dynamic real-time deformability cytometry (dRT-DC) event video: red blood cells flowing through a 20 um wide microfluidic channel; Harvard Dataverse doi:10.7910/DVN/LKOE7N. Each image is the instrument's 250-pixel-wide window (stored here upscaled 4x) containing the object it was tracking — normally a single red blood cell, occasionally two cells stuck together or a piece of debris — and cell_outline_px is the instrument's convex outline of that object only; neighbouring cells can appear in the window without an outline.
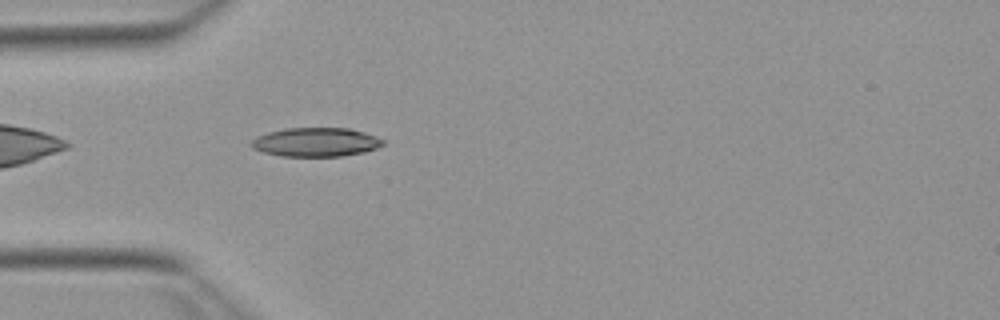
{"species": "Egyptian fruit bat (a non-hibernating species)", "species_latin": "Rousettus aegyptiacus", "temperature_condition": "warm", "stored_images_in_passage": 39, "camera_frame_rate_fps": 3000, "um_per_image_px": 0.085, "animal": {"sex": "female"}, "frame": {"image": 1, "passage_image": 2, "time_ms": 0.333, "image_size_px": [1000, 320], "cell_outline_px": [[384, 144], [376, 148], [364, 152], [340, 156], [280, 156], [264, 152], [252, 148], [248, 144], [256, 136], [268, 132], [284, 128], [348, 128], [364, 132], [376, 136], [384, 140]], "centroid_in_image_um": [26.82, 12.08], "position_along_channel_um": 58.2, "area_um2": 22.25}}
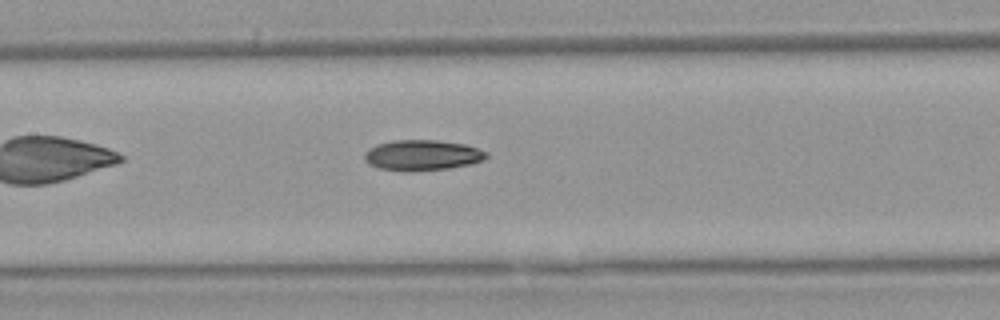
{"frame": {"image": 2, "passage_image": 11, "time_ms": 3.333, "image_size_px": [1000, 320], "cell_outline_px": [[488, 156], [484, 160], [472, 164], [448, 168], [408, 172], [380, 168], [368, 164], [364, 160], [364, 152], [368, 148], [376, 144], [392, 140], [436, 140], [464, 144], [488, 152]], "centroid_in_image_um": [35.86, 13.19], "position_along_channel_um": 171.5, "area_um2": 21.91}}
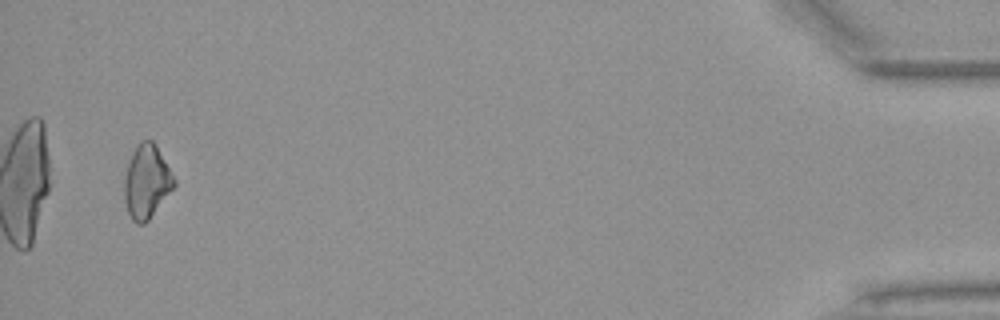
{"frame": {"image": 3, "passage_image": 37, "time_ms": 12.0, "image_size_px": [1000, 320], "cell_outline_px": [[176, 184], [148, 220], [144, 224], [136, 224], [132, 220], [128, 212], [124, 200], [124, 176], [128, 160], [136, 144], [140, 140], [152, 140], [156, 144], [176, 180]], "centroid_in_image_um": [12.44, 15.41], "position_along_channel_um": 422.8, "area_um2": 21.44}, "authors_computed_cell_mechanics": {"area_um2": 21.097, "velocity_mm_per_s": 3.885, "shape_relaxation_time_tau1_ms": null, "shape_relaxation_time_tau2_ms": 4.5809, "deformation_change_tau1": null, "deformation_change_tau2": 0.104}}